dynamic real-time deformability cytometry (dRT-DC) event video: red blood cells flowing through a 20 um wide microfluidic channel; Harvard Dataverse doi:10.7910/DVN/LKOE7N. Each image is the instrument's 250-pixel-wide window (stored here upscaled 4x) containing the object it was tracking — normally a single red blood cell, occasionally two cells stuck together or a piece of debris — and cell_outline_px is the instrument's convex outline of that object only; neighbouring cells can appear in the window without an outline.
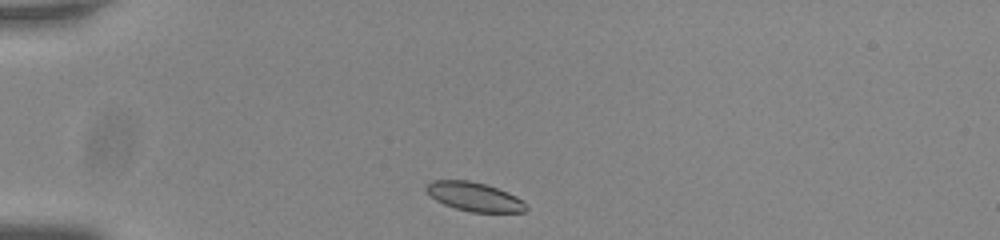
{"species": "common noctule bat (a hibernating species)", "species_latin": "Nyctalus noctula", "temperature_condition": "room temperature", "stored_images_in_passage": 42, "camera_frame_rate_fps": 3000, "um_per_image_px": 0.085, "animal": {"sex": "male", "body_mass_g": 20.0, "forearm_length_mm": 53.3}, "frame": {"image": 1, "passage_image": 1, "time_ms": 0.0, "image_size_px": [1000, 240], "cell_outline_px": [[528, 208], [524, 212], [472, 212], [456, 208], [444, 204], [436, 200], [424, 188], [432, 180], [468, 180], [484, 184], [508, 192], [524, 200]], "centroid_in_image_um": [40.35, 16.72], "position_along_channel_um": 44.6, "area_um2": 16.7}}
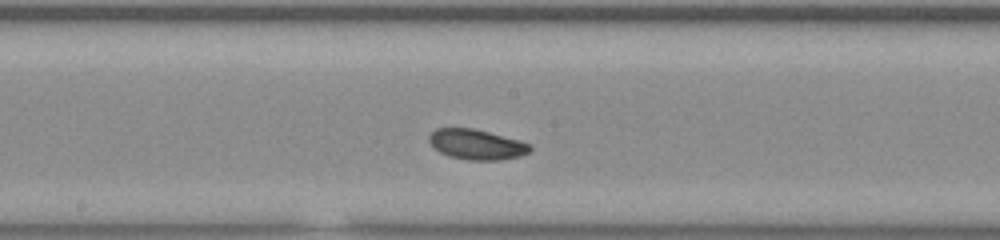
{"frame": {"image": 2, "passage_image": 17, "time_ms": 5.333, "image_size_px": [1000, 240], "cell_outline_px": [[532, 148], [528, 152], [520, 156], [500, 160], [468, 160], [448, 156], [440, 152], [428, 140], [428, 136], [436, 128], [472, 128], [520, 140], [532, 144]], "centroid_in_image_um": [40.52, 12.28], "position_along_channel_um": 207.7, "area_um2": 17.74}}
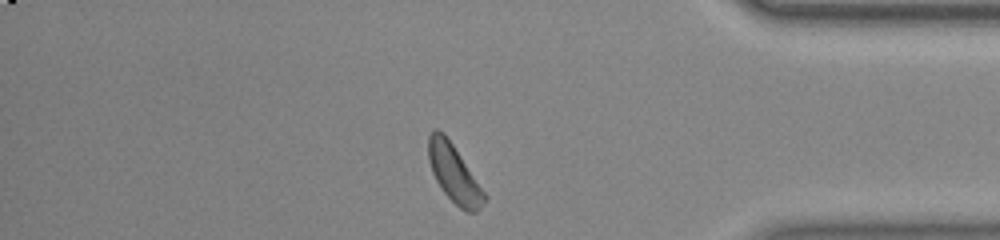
{"frame": {"image": 3, "passage_image": 34, "time_ms": 11.0, "image_size_px": [1000, 240], "cell_outline_px": [[488, 196], [480, 208], [476, 212], [464, 212], [444, 192], [436, 180], [432, 172], [428, 160], [428, 136], [432, 128], [436, 128], [444, 132]], "centroid_in_image_um": [38.58, 14.73], "position_along_channel_um": 396.6, "area_um2": 18.79}, "authors_computed_cell_mechanics": {"area_um2": 18.0047, "velocity_mm_per_s": 3.7198, "shape_relaxation_time_tau1_ms": 2.7959, "shape_relaxation_time_tau2_ms": 8.68, "deformation_change_tau1": 0.0697, "deformation_change_tau2": 0.1445}}